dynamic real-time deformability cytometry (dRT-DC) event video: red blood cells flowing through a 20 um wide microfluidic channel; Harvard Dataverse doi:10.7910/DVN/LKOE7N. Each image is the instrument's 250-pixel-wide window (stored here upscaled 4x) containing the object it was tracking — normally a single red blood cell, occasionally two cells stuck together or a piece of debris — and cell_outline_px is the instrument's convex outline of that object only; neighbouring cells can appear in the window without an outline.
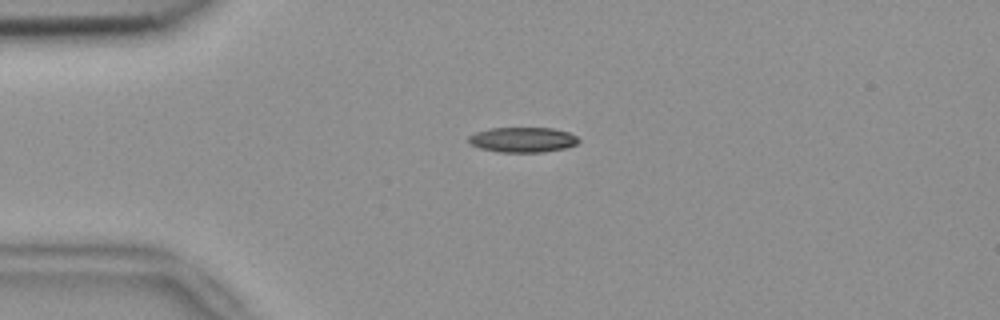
{"species": "common noctule bat (a hibernating species)", "species_latin": "Nyctalus noctula", "temperature_condition": "room temperature", "stored_images_in_passage": 42, "camera_frame_rate_fps": 3000, "um_per_image_px": 0.085, "animal": {"sex": "female", "body_mass_g": 18.4}, "frame": {"image": 1, "passage_image": 1, "time_ms": 0.0, "image_size_px": [1000, 320], "cell_outline_px": [[580, 140], [576, 144], [564, 148], [544, 152], [500, 152], [480, 148], [472, 144], [468, 140], [468, 136], [476, 132], [488, 128], [552, 128], [568, 132], [576, 136]], "centroid_in_image_um": [44.42, 11.87], "position_along_channel_um": 40.6, "area_um2": 16.01}}
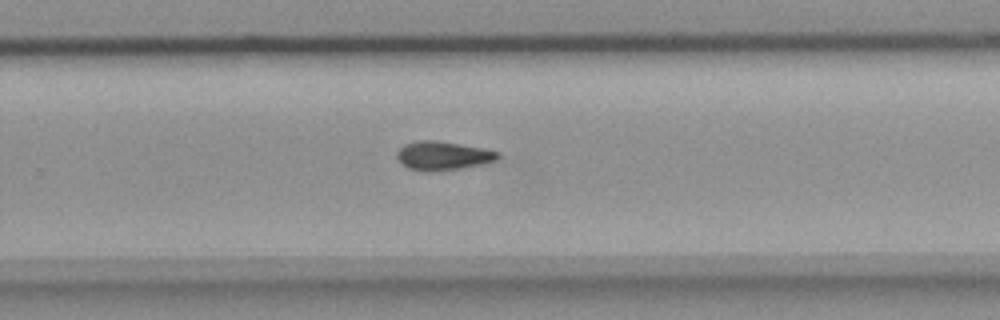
{"frame": {"image": 2, "passage_image": 23, "time_ms": 7.333, "image_size_px": [1000, 320], "cell_outline_px": [[500, 156], [496, 160], [484, 164], [460, 168], [428, 172], [424, 172], [408, 168], [400, 164], [396, 156], [396, 152], [404, 144], [420, 140], [436, 140], [484, 148], [500, 152]], "centroid_in_image_um": [37.63, 13.24], "position_along_channel_um": 292.2, "area_um2": 17.11}}
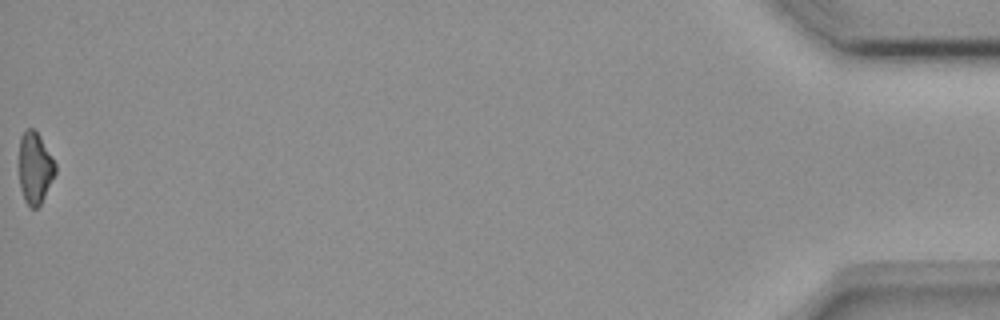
{"frame": {"image": 3, "passage_image": 42, "time_ms": 13.667, "image_size_px": [1000, 320], "cell_outline_px": [[56, 172], [40, 204], [36, 208], [32, 208], [24, 200], [20, 188], [20, 136], [28, 128], [32, 128], [40, 136], [56, 164]], "centroid_in_image_um": [2.97, 14.27], "position_along_channel_um": 432.2, "area_um2": 14.8}, "authors_computed_cell_mechanics": {"area_um2": 16.473, "velocity_mm_per_s": 3.7923, "shape_relaxation_time_tau1_ms": 7.3653, "shape_relaxation_time_tau2_ms": null, "deformation_change_tau1": 0.2157, "deformation_change_tau2": null}}